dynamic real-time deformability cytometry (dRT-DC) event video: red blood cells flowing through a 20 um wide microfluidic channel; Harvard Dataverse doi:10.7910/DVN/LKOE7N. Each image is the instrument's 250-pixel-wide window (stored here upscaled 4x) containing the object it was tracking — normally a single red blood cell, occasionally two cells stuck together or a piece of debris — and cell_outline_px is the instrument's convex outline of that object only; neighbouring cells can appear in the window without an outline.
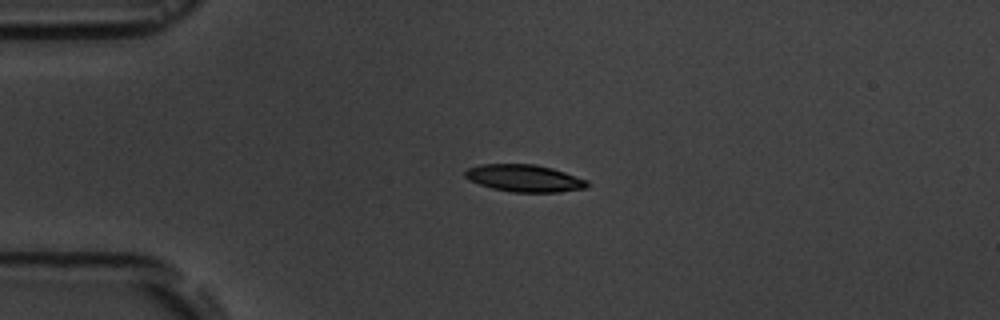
{"species": "common noctule bat (a hibernating species)", "species_latin": "Nyctalus noctula", "temperature_condition": "room temperature", "stored_images_in_passage": 17, "camera_frame_rate_fps": 3000, "um_per_image_px": 0.085, "animal": {"sex": "male", "body_mass_g": 19.5, "forearm_length_mm": 54.6}, "frame": {"image": 1, "passage_image": 5, "time_ms": 4.333, "image_size_px": [1000, 320], "cell_outline_px": [[588, 188], [560, 192], [512, 192], [492, 188], [468, 180], [464, 176], [464, 172], [468, 168], [480, 164], [536, 164], [552, 168], [588, 180]], "centroid_in_image_um": [44.57, 15.15], "position_along_channel_um": 40.4, "area_um2": 19.42}}
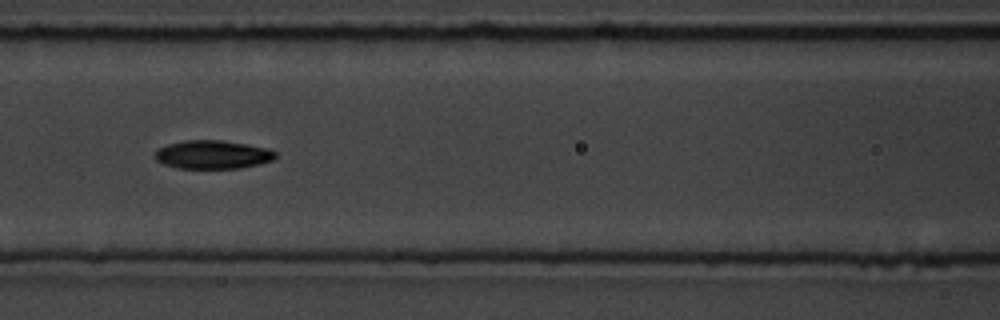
{"frame": {"image": 2, "passage_image": 8, "time_ms": 8.0, "image_size_px": [1000, 320], "cell_outline_px": [[276, 156], [272, 160], [240, 168], [176, 168], [164, 164], [156, 160], [156, 152], [160, 148], [168, 144], [184, 140], [224, 140], [268, 148], [276, 152]], "centroid_in_image_um": [18.08, 13.13], "position_along_channel_um": 148.5, "area_um2": 19.83}}
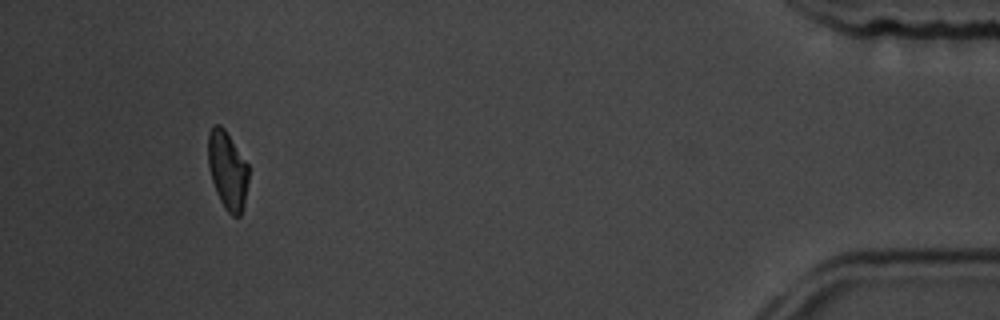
{"frame": {"image": 3, "passage_image": 16, "time_ms": 17.0, "image_size_px": [1000, 320], "cell_outline_px": [[248, 180], [244, 204], [240, 216], [232, 216], [224, 208], [216, 192], [212, 180], [208, 164], [208, 132], [216, 124], [220, 124], [224, 128], [248, 164]], "centroid_in_image_um": [19.33, 14.47], "position_along_channel_um": 415.9, "area_um2": 18.32}, "authors_computed_cell_mechanics": {"area_um2": 19.4786, "velocity_mm_per_s": 3.7322, "shape_relaxation_time_tau1_ms": 4.0214, "shape_relaxation_time_tau2_ms": 9.8247, "deformation_change_tau1": 0.1315, "deformation_change_tau2": 0.1353}}